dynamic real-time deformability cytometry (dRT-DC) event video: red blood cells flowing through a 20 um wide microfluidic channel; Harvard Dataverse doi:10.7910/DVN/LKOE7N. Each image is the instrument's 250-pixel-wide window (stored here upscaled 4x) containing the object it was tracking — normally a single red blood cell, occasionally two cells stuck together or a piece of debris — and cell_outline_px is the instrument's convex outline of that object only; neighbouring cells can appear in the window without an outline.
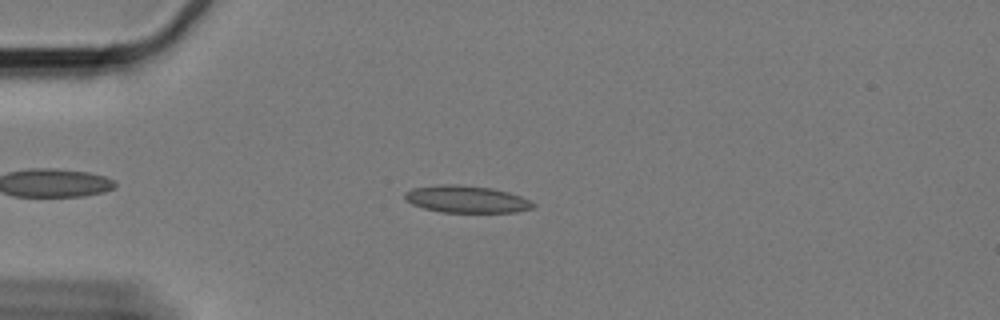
{"species": "Egyptian fruit bat (a non-hibernating species)", "species_latin": "Rousettus aegyptiacus", "temperature_condition": "cold", "stored_images_in_passage": 56, "camera_frame_rate_fps": 3000, "um_per_image_px": 0.085, "animal": {"sex": "female"}, "frame": {"image": 1, "passage_image": 11, "time_ms": 3.333, "image_size_px": [1000, 320], "cell_outline_px": [[536, 204], [532, 208], [516, 212], [440, 212], [424, 208], [412, 204], [404, 196], [404, 192], [412, 188], [440, 184], [456, 184], [492, 188], [508, 192], [520, 196]], "centroid_in_image_um": [39.63, 16.93], "position_along_channel_um": 45.4, "area_um2": 20.17}}
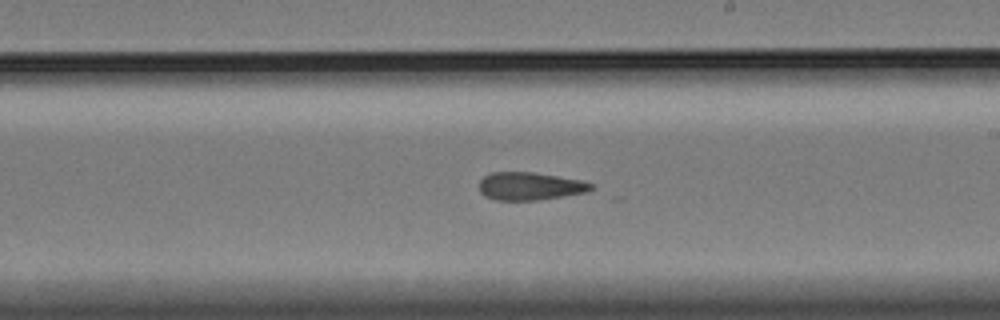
{"frame": {"image": 2, "passage_image": 31, "time_ms": 10.0, "image_size_px": [1000, 320], "cell_outline_px": [[592, 188], [584, 192], [536, 200], [496, 200], [484, 196], [480, 192], [480, 180], [484, 176], [492, 172], [532, 172], [580, 180], [592, 184]], "centroid_in_image_um": [44.97, 15.82], "position_along_channel_um": 244.0, "area_um2": 17.8}}
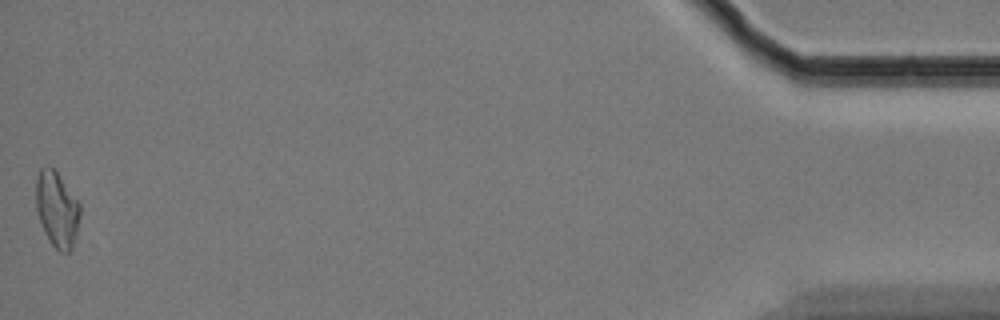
{"frame": {"image": 3, "passage_image": 56, "time_ms": 18.333, "image_size_px": [1000, 320], "cell_outline_px": [[80, 216], [72, 248], [68, 252], [60, 252], [52, 244], [44, 232], [36, 208], [36, 180], [40, 168], [52, 168], [56, 172], [80, 204]], "centroid_in_image_um": [4.83, 17.81], "position_along_channel_um": 430.4, "area_um2": 18.9}, "authors_computed_cell_mechanics": {"area_um2": 19.1318, "velocity_mm_per_s": 3.2943, "shape_relaxation_time_tau1_ms": null, "shape_relaxation_time_tau2_ms": 2.4112, "deformation_change_tau1": null, "deformation_change_tau2": 0.111}}